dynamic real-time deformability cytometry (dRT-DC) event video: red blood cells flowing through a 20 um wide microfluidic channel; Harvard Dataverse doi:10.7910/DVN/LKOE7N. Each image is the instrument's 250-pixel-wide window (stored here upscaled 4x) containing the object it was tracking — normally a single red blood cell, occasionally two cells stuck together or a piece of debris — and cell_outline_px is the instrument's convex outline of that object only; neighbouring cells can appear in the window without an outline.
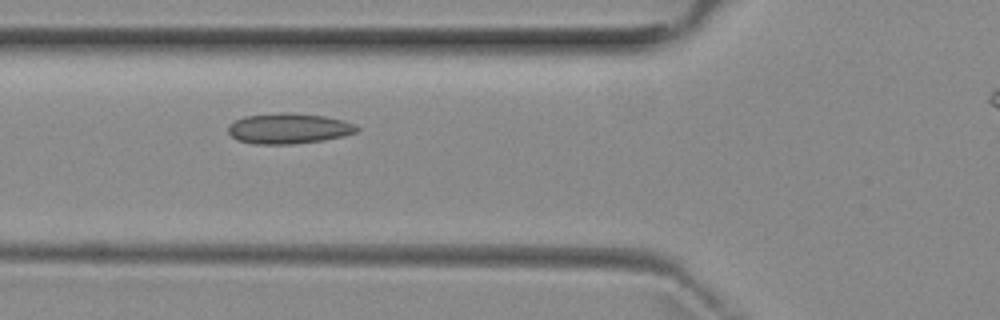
{"species": "common noctule bat (a hibernating species)", "species_latin": "Nyctalus noctula", "temperature_condition": "room temperature", "stored_images_in_passage": 7, "segment_of_instrument_passage": [1, 2], "camera_frame_rate_fps": 3000, "um_per_image_px": 0.085, "animal": {"sex": "female", "body_mass_g": 29.2, "forearm_length_mm": 56.3}, "frame": {"image": 1, "passage_image": 5, "time_ms": 4.667, "image_size_px": [1000, 320], "cell_outline_px": [[360, 128], [356, 132], [344, 136], [324, 140], [292, 144], [252, 144], [236, 140], [228, 132], [228, 124], [244, 116], [280, 112], [324, 116], [344, 120], [356, 124]], "centroid_in_image_um": [24.53, 10.92], "position_along_channel_um": 101.3, "area_um2": 23.0}}
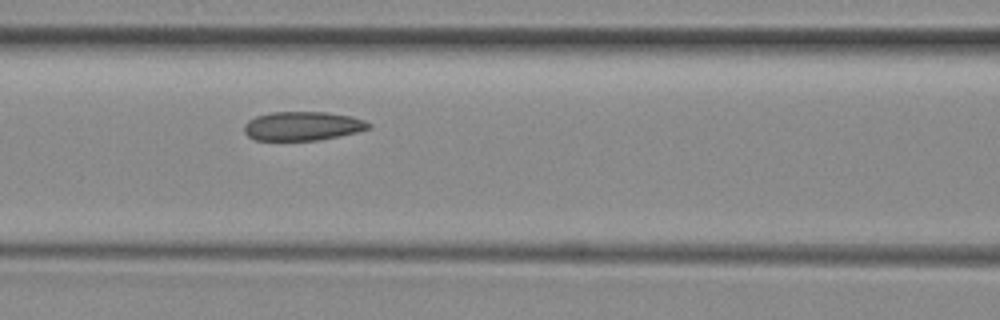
{"frame": {"image": 2, "passage_image": 6, "time_ms": 5.667, "image_size_px": [1000, 320], "cell_outline_px": [[372, 124], [368, 128], [356, 132], [316, 140], [256, 140], [248, 136], [244, 132], [244, 124], [248, 120], [256, 116], [272, 112], [328, 112], [352, 116], [364, 120]], "centroid_in_image_um": [25.69, 10.7], "position_along_channel_um": 140.9, "area_um2": 20.87}}